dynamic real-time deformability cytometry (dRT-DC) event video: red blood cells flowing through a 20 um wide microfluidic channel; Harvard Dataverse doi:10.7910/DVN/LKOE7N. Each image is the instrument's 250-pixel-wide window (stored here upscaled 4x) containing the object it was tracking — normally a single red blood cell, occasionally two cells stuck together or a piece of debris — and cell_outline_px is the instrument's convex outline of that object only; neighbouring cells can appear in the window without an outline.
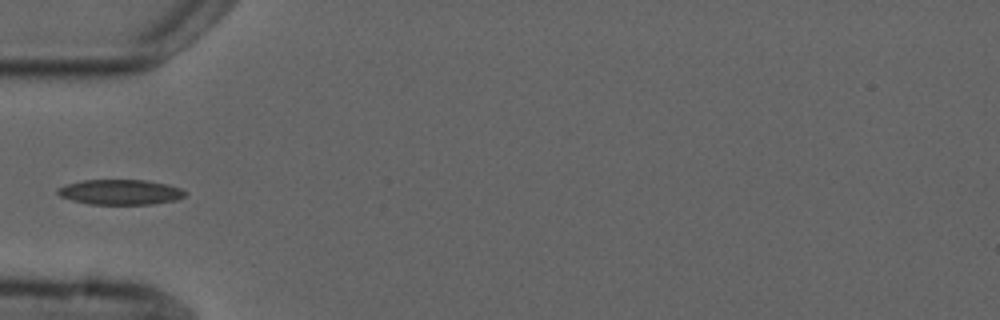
{"species": "common noctule bat (a hibernating species)", "species_latin": "Nyctalus noctula", "temperature_condition": "cold", "stored_images_in_passage": 5, "camera_frame_rate_fps": 3000, "um_per_image_px": 0.085, "animal": {"sex": "male", "forearm_length_mm": 52.5}, "frame": {"image": 1, "passage_image": 5, "time_ms": 4.667, "image_size_px": [1000, 320], "cell_outline_px": [[188, 192], [184, 196], [176, 200], [152, 204], [88, 204], [72, 200], [60, 196], [56, 192], [56, 188], [64, 184], [84, 180], [148, 180], [168, 184], [180, 188]], "centroid_in_image_um": [10.21, 16.32], "position_along_channel_um": 74.8, "area_um2": 18.84}}